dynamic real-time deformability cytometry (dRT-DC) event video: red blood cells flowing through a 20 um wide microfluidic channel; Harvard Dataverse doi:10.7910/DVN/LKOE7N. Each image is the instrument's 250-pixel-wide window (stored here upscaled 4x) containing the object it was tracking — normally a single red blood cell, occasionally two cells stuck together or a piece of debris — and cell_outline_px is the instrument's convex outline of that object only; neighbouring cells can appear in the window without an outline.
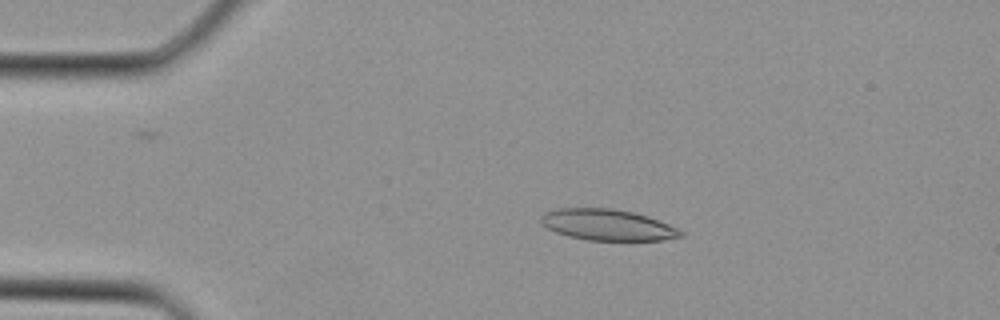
{"species": "Egyptian fruit bat (a non-hibernating species)", "species_latin": "Rousettus aegyptiacus", "temperature_condition": "cold", "stored_images_in_passage": 2, "camera_frame_rate_fps": 3000, "um_per_image_px": 0.085, "animal": {"sex": "female"}, "frame": {"image": 1, "passage_image": 1, "time_ms": 0.0, "image_size_px": [1000, 320], "cell_outline_px": [[684, 236], [660, 240], [588, 240], [568, 236], [556, 232], [548, 228], [540, 220], [540, 216], [544, 212], [556, 208], [612, 208], [632, 212], [648, 216], [668, 224], [684, 232]], "centroid_in_image_um": [51.62, 19.1], "position_along_channel_um": 33.4, "area_um2": 25.26}}